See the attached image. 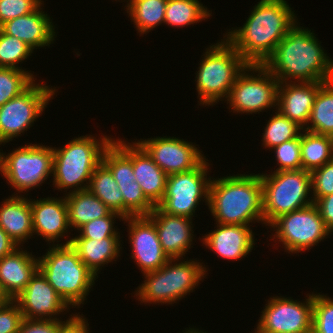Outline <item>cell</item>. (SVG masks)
I'll return each mask as SVG.
<instances>
[{
  "mask_svg": "<svg viewBox=\"0 0 333 333\" xmlns=\"http://www.w3.org/2000/svg\"><path fill=\"white\" fill-rule=\"evenodd\" d=\"M41 0H0V27L7 21L34 12Z\"/></svg>",
  "mask_w": 333,
  "mask_h": 333,
  "instance_id": "obj_42",
  "label": "cell"
},
{
  "mask_svg": "<svg viewBox=\"0 0 333 333\" xmlns=\"http://www.w3.org/2000/svg\"><path fill=\"white\" fill-rule=\"evenodd\" d=\"M68 208V224L78 230L85 223L106 217L111 210L88 189L68 192L65 196Z\"/></svg>",
  "mask_w": 333,
  "mask_h": 333,
  "instance_id": "obj_27",
  "label": "cell"
},
{
  "mask_svg": "<svg viewBox=\"0 0 333 333\" xmlns=\"http://www.w3.org/2000/svg\"><path fill=\"white\" fill-rule=\"evenodd\" d=\"M207 161L205 158L192 170L167 175L164 197L157 205L163 212L192 219L202 198L208 205L211 177L207 179Z\"/></svg>",
  "mask_w": 333,
  "mask_h": 333,
  "instance_id": "obj_11",
  "label": "cell"
},
{
  "mask_svg": "<svg viewBox=\"0 0 333 333\" xmlns=\"http://www.w3.org/2000/svg\"><path fill=\"white\" fill-rule=\"evenodd\" d=\"M113 140L104 150L102 163L111 171L117 183H131L136 177L133 174V144Z\"/></svg>",
  "mask_w": 333,
  "mask_h": 333,
  "instance_id": "obj_29",
  "label": "cell"
},
{
  "mask_svg": "<svg viewBox=\"0 0 333 333\" xmlns=\"http://www.w3.org/2000/svg\"><path fill=\"white\" fill-rule=\"evenodd\" d=\"M254 72L258 74L254 75ZM279 83L264 65L248 64L238 75L226 100L230 112L259 114L265 109L277 107Z\"/></svg>",
  "mask_w": 333,
  "mask_h": 333,
  "instance_id": "obj_10",
  "label": "cell"
},
{
  "mask_svg": "<svg viewBox=\"0 0 333 333\" xmlns=\"http://www.w3.org/2000/svg\"><path fill=\"white\" fill-rule=\"evenodd\" d=\"M22 320V312L14 300L0 304V333H18Z\"/></svg>",
  "mask_w": 333,
  "mask_h": 333,
  "instance_id": "obj_43",
  "label": "cell"
},
{
  "mask_svg": "<svg viewBox=\"0 0 333 333\" xmlns=\"http://www.w3.org/2000/svg\"><path fill=\"white\" fill-rule=\"evenodd\" d=\"M263 187L264 224L270 225L279 216L305 208L313 204L308 197L311 186L309 171H274L269 175L260 174Z\"/></svg>",
  "mask_w": 333,
  "mask_h": 333,
  "instance_id": "obj_8",
  "label": "cell"
},
{
  "mask_svg": "<svg viewBox=\"0 0 333 333\" xmlns=\"http://www.w3.org/2000/svg\"><path fill=\"white\" fill-rule=\"evenodd\" d=\"M116 218L124 220V217L120 214L111 211L106 217L85 223L78 229L80 234L71 239L102 240L104 238H120L119 232L113 225Z\"/></svg>",
  "mask_w": 333,
  "mask_h": 333,
  "instance_id": "obj_38",
  "label": "cell"
},
{
  "mask_svg": "<svg viewBox=\"0 0 333 333\" xmlns=\"http://www.w3.org/2000/svg\"><path fill=\"white\" fill-rule=\"evenodd\" d=\"M315 36L296 21L263 65L280 83L333 80V60Z\"/></svg>",
  "mask_w": 333,
  "mask_h": 333,
  "instance_id": "obj_2",
  "label": "cell"
},
{
  "mask_svg": "<svg viewBox=\"0 0 333 333\" xmlns=\"http://www.w3.org/2000/svg\"><path fill=\"white\" fill-rule=\"evenodd\" d=\"M306 297L303 303L291 297H270L255 332L312 333L313 292Z\"/></svg>",
  "mask_w": 333,
  "mask_h": 333,
  "instance_id": "obj_14",
  "label": "cell"
},
{
  "mask_svg": "<svg viewBox=\"0 0 333 333\" xmlns=\"http://www.w3.org/2000/svg\"><path fill=\"white\" fill-rule=\"evenodd\" d=\"M129 1V2H128ZM131 1H133V0H127L126 2H127V5L131 2Z\"/></svg>",
  "mask_w": 333,
  "mask_h": 333,
  "instance_id": "obj_50",
  "label": "cell"
},
{
  "mask_svg": "<svg viewBox=\"0 0 333 333\" xmlns=\"http://www.w3.org/2000/svg\"><path fill=\"white\" fill-rule=\"evenodd\" d=\"M304 130L333 137V80L318 90Z\"/></svg>",
  "mask_w": 333,
  "mask_h": 333,
  "instance_id": "obj_30",
  "label": "cell"
},
{
  "mask_svg": "<svg viewBox=\"0 0 333 333\" xmlns=\"http://www.w3.org/2000/svg\"><path fill=\"white\" fill-rule=\"evenodd\" d=\"M208 207L216 223L250 225L263 222V187L258 174H238L213 179Z\"/></svg>",
  "mask_w": 333,
  "mask_h": 333,
  "instance_id": "obj_3",
  "label": "cell"
},
{
  "mask_svg": "<svg viewBox=\"0 0 333 333\" xmlns=\"http://www.w3.org/2000/svg\"><path fill=\"white\" fill-rule=\"evenodd\" d=\"M185 331H186V332H183V333H207L206 331L203 332V331H201V330H199V329H196V328L194 329V327H193V329L189 327V330L186 329Z\"/></svg>",
  "mask_w": 333,
  "mask_h": 333,
  "instance_id": "obj_48",
  "label": "cell"
},
{
  "mask_svg": "<svg viewBox=\"0 0 333 333\" xmlns=\"http://www.w3.org/2000/svg\"><path fill=\"white\" fill-rule=\"evenodd\" d=\"M44 85L34 80L19 95L0 106V145L23 134L40 117L57 91Z\"/></svg>",
  "mask_w": 333,
  "mask_h": 333,
  "instance_id": "obj_12",
  "label": "cell"
},
{
  "mask_svg": "<svg viewBox=\"0 0 333 333\" xmlns=\"http://www.w3.org/2000/svg\"><path fill=\"white\" fill-rule=\"evenodd\" d=\"M270 226L275 231L271 239L274 241L275 238L282 242L285 250L293 254L310 250V247L312 248L332 234L314 203L279 216Z\"/></svg>",
  "mask_w": 333,
  "mask_h": 333,
  "instance_id": "obj_13",
  "label": "cell"
},
{
  "mask_svg": "<svg viewBox=\"0 0 333 333\" xmlns=\"http://www.w3.org/2000/svg\"><path fill=\"white\" fill-rule=\"evenodd\" d=\"M325 82L279 83L277 111L305 129L316 94Z\"/></svg>",
  "mask_w": 333,
  "mask_h": 333,
  "instance_id": "obj_21",
  "label": "cell"
},
{
  "mask_svg": "<svg viewBox=\"0 0 333 333\" xmlns=\"http://www.w3.org/2000/svg\"><path fill=\"white\" fill-rule=\"evenodd\" d=\"M133 174L145 197L157 206L164 197L167 174L136 141L133 142Z\"/></svg>",
  "mask_w": 333,
  "mask_h": 333,
  "instance_id": "obj_25",
  "label": "cell"
},
{
  "mask_svg": "<svg viewBox=\"0 0 333 333\" xmlns=\"http://www.w3.org/2000/svg\"><path fill=\"white\" fill-rule=\"evenodd\" d=\"M13 300L18 304L23 318L26 319L60 320L57 315L70 310V306L39 269L31 277L27 287Z\"/></svg>",
  "mask_w": 333,
  "mask_h": 333,
  "instance_id": "obj_17",
  "label": "cell"
},
{
  "mask_svg": "<svg viewBox=\"0 0 333 333\" xmlns=\"http://www.w3.org/2000/svg\"><path fill=\"white\" fill-rule=\"evenodd\" d=\"M31 71L0 67V106L24 91L33 81Z\"/></svg>",
  "mask_w": 333,
  "mask_h": 333,
  "instance_id": "obj_35",
  "label": "cell"
},
{
  "mask_svg": "<svg viewBox=\"0 0 333 333\" xmlns=\"http://www.w3.org/2000/svg\"><path fill=\"white\" fill-rule=\"evenodd\" d=\"M301 134L299 137L283 142L273 147L276 154V160L279 167L276 171L300 170L302 169L301 161Z\"/></svg>",
  "mask_w": 333,
  "mask_h": 333,
  "instance_id": "obj_40",
  "label": "cell"
},
{
  "mask_svg": "<svg viewBox=\"0 0 333 333\" xmlns=\"http://www.w3.org/2000/svg\"><path fill=\"white\" fill-rule=\"evenodd\" d=\"M212 16L210 10L198 0H168L164 24L174 27H185L201 22Z\"/></svg>",
  "mask_w": 333,
  "mask_h": 333,
  "instance_id": "obj_33",
  "label": "cell"
},
{
  "mask_svg": "<svg viewBox=\"0 0 333 333\" xmlns=\"http://www.w3.org/2000/svg\"><path fill=\"white\" fill-rule=\"evenodd\" d=\"M253 8L244 25L224 38L249 65H263L298 19L285 0H261Z\"/></svg>",
  "mask_w": 333,
  "mask_h": 333,
  "instance_id": "obj_1",
  "label": "cell"
},
{
  "mask_svg": "<svg viewBox=\"0 0 333 333\" xmlns=\"http://www.w3.org/2000/svg\"><path fill=\"white\" fill-rule=\"evenodd\" d=\"M199 65L195 80L198 103L213 106L228 98L231 87L248 63L223 37L221 42L206 48Z\"/></svg>",
  "mask_w": 333,
  "mask_h": 333,
  "instance_id": "obj_6",
  "label": "cell"
},
{
  "mask_svg": "<svg viewBox=\"0 0 333 333\" xmlns=\"http://www.w3.org/2000/svg\"><path fill=\"white\" fill-rule=\"evenodd\" d=\"M128 223L131 258L135 260L141 272L149 273L164 266L169 257L160 244L156 226L148 216H130L124 218Z\"/></svg>",
  "mask_w": 333,
  "mask_h": 333,
  "instance_id": "obj_16",
  "label": "cell"
},
{
  "mask_svg": "<svg viewBox=\"0 0 333 333\" xmlns=\"http://www.w3.org/2000/svg\"><path fill=\"white\" fill-rule=\"evenodd\" d=\"M76 314V315H75ZM70 315V319L66 320L58 330V333H89V324L85 320L86 318L78 315L77 312Z\"/></svg>",
  "mask_w": 333,
  "mask_h": 333,
  "instance_id": "obj_45",
  "label": "cell"
},
{
  "mask_svg": "<svg viewBox=\"0 0 333 333\" xmlns=\"http://www.w3.org/2000/svg\"><path fill=\"white\" fill-rule=\"evenodd\" d=\"M178 260L181 259H169L160 269L144 273L146 280L135 291L141 303L174 304L193 292L206 277L208 271L201 262L190 259L177 263Z\"/></svg>",
  "mask_w": 333,
  "mask_h": 333,
  "instance_id": "obj_7",
  "label": "cell"
},
{
  "mask_svg": "<svg viewBox=\"0 0 333 333\" xmlns=\"http://www.w3.org/2000/svg\"><path fill=\"white\" fill-rule=\"evenodd\" d=\"M64 197V198H63ZM59 198L48 197L39 200L30 199L32 211L33 234L41 235L45 241L60 242L70 229L68 224V208L65 196ZM36 233V234H35ZM66 233V234H65Z\"/></svg>",
  "mask_w": 333,
  "mask_h": 333,
  "instance_id": "obj_19",
  "label": "cell"
},
{
  "mask_svg": "<svg viewBox=\"0 0 333 333\" xmlns=\"http://www.w3.org/2000/svg\"><path fill=\"white\" fill-rule=\"evenodd\" d=\"M301 133L302 169L313 171L333 160V137L304 130Z\"/></svg>",
  "mask_w": 333,
  "mask_h": 333,
  "instance_id": "obj_28",
  "label": "cell"
},
{
  "mask_svg": "<svg viewBox=\"0 0 333 333\" xmlns=\"http://www.w3.org/2000/svg\"><path fill=\"white\" fill-rule=\"evenodd\" d=\"M123 196V217L148 216L155 206L145 197L137 181L117 183Z\"/></svg>",
  "mask_w": 333,
  "mask_h": 333,
  "instance_id": "obj_36",
  "label": "cell"
},
{
  "mask_svg": "<svg viewBox=\"0 0 333 333\" xmlns=\"http://www.w3.org/2000/svg\"><path fill=\"white\" fill-rule=\"evenodd\" d=\"M264 129L261 141L263 142L262 144L264 147L269 149H272L283 142L299 137L301 130H303V128L296 122L283 116L277 110L275 115L268 120Z\"/></svg>",
  "mask_w": 333,
  "mask_h": 333,
  "instance_id": "obj_34",
  "label": "cell"
},
{
  "mask_svg": "<svg viewBox=\"0 0 333 333\" xmlns=\"http://www.w3.org/2000/svg\"><path fill=\"white\" fill-rule=\"evenodd\" d=\"M83 135L72 139L63 148H54L53 185L71 192L87 190L95 168L102 162L104 150L114 140L104 135L100 139ZM86 181V183H84Z\"/></svg>",
  "mask_w": 333,
  "mask_h": 333,
  "instance_id": "obj_4",
  "label": "cell"
},
{
  "mask_svg": "<svg viewBox=\"0 0 333 333\" xmlns=\"http://www.w3.org/2000/svg\"><path fill=\"white\" fill-rule=\"evenodd\" d=\"M21 249V250H20ZM38 270V258L18 247L0 259V290L6 299L13 300L28 285Z\"/></svg>",
  "mask_w": 333,
  "mask_h": 333,
  "instance_id": "obj_22",
  "label": "cell"
},
{
  "mask_svg": "<svg viewBox=\"0 0 333 333\" xmlns=\"http://www.w3.org/2000/svg\"><path fill=\"white\" fill-rule=\"evenodd\" d=\"M42 5L30 14L5 22L0 28L6 34L22 40L32 49L50 46L56 38L55 26L50 16L41 10Z\"/></svg>",
  "mask_w": 333,
  "mask_h": 333,
  "instance_id": "obj_23",
  "label": "cell"
},
{
  "mask_svg": "<svg viewBox=\"0 0 333 333\" xmlns=\"http://www.w3.org/2000/svg\"><path fill=\"white\" fill-rule=\"evenodd\" d=\"M148 217L154 222L162 249L169 259L185 257L193 244L192 219L167 214L158 206Z\"/></svg>",
  "mask_w": 333,
  "mask_h": 333,
  "instance_id": "obj_18",
  "label": "cell"
},
{
  "mask_svg": "<svg viewBox=\"0 0 333 333\" xmlns=\"http://www.w3.org/2000/svg\"><path fill=\"white\" fill-rule=\"evenodd\" d=\"M6 300H7L6 297L2 294L0 290V304L4 303Z\"/></svg>",
  "mask_w": 333,
  "mask_h": 333,
  "instance_id": "obj_49",
  "label": "cell"
},
{
  "mask_svg": "<svg viewBox=\"0 0 333 333\" xmlns=\"http://www.w3.org/2000/svg\"><path fill=\"white\" fill-rule=\"evenodd\" d=\"M49 247L45 255L38 257V269L68 305L79 307L97 278L71 244Z\"/></svg>",
  "mask_w": 333,
  "mask_h": 333,
  "instance_id": "obj_5",
  "label": "cell"
},
{
  "mask_svg": "<svg viewBox=\"0 0 333 333\" xmlns=\"http://www.w3.org/2000/svg\"><path fill=\"white\" fill-rule=\"evenodd\" d=\"M217 228L202 238V244L219 257L241 260L252 252L255 240L249 225H228L216 223Z\"/></svg>",
  "mask_w": 333,
  "mask_h": 333,
  "instance_id": "obj_20",
  "label": "cell"
},
{
  "mask_svg": "<svg viewBox=\"0 0 333 333\" xmlns=\"http://www.w3.org/2000/svg\"><path fill=\"white\" fill-rule=\"evenodd\" d=\"M88 190L112 212L123 217V196L111 171L101 162L92 174Z\"/></svg>",
  "mask_w": 333,
  "mask_h": 333,
  "instance_id": "obj_31",
  "label": "cell"
},
{
  "mask_svg": "<svg viewBox=\"0 0 333 333\" xmlns=\"http://www.w3.org/2000/svg\"><path fill=\"white\" fill-rule=\"evenodd\" d=\"M168 0H133L127 6L131 22L138 33L146 34L164 23Z\"/></svg>",
  "mask_w": 333,
  "mask_h": 333,
  "instance_id": "obj_32",
  "label": "cell"
},
{
  "mask_svg": "<svg viewBox=\"0 0 333 333\" xmlns=\"http://www.w3.org/2000/svg\"><path fill=\"white\" fill-rule=\"evenodd\" d=\"M11 196L0 206V227L20 247L24 244L22 242L33 236L30 199L21 195Z\"/></svg>",
  "mask_w": 333,
  "mask_h": 333,
  "instance_id": "obj_24",
  "label": "cell"
},
{
  "mask_svg": "<svg viewBox=\"0 0 333 333\" xmlns=\"http://www.w3.org/2000/svg\"><path fill=\"white\" fill-rule=\"evenodd\" d=\"M64 322L61 320L23 318L18 333H58L59 327Z\"/></svg>",
  "mask_w": 333,
  "mask_h": 333,
  "instance_id": "obj_44",
  "label": "cell"
},
{
  "mask_svg": "<svg viewBox=\"0 0 333 333\" xmlns=\"http://www.w3.org/2000/svg\"><path fill=\"white\" fill-rule=\"evenodd\" d=\"M313 203L333 193V160L310 172Z\"/></svg>",
  "mask_w": 333,
  "mask_h": 333,
  "instance_id": "obj_41",
  "label": "cell"
},
{
  "mask_svg": "<svg viewBox=\"0 0 333 333\" xmlns=\"http://www.w3.org/2000/svg\"><path fill=\"white\" fill-rule=\"evenodd\" d=\"M314 204L319 209L321 218L324 220L326 227L333 232V193L319 198Z\"/></svg>",
  "mask_w": 333,
  "mask_h": 333,
  "instance_id": "obj_46",
  "label": "cell"
},
{
  "mask_svg": "<svg viewBox=\"0 0 333 333\" xmlns=\"http://www.w3.org/2000/svg\"><path fill=\"white\" fill-rule=\"evenodd\" d=\"M19 246L0 227V259L11 254Z\"/></svg>",
  "mask_w": 333,
  "mask_h": 333,
  "instance_id": "obj_47",
  "label": "cell"
},
{
  "mask_svg": "<svg viewBox=\"0 0 333 333\" xmlns=\"http://www.w3.org/2000/svg\"><path fill=\"white\" fill-rule=\"evenodd\" d=\"M140 140L137 143L167 175L192 170L206 158L184 139L165 136Z\"/></svg>",
  "mask_w": 333,
  "mask_h": 333,
  "instance_id": "obj_15",
  "label": "cell"
},
{
  "mask_svg": "<svg viewBox=\"0 0 333 333\" xmlns=\"http://www.w3.org/2000/svg\"><path fill=\"white\" fill-rule=\"evenodd\" d=\"M22 40L6 34L0 28V67L20 69L17 65L33 53Z\"/></svg>",
  "mask_w": 333,
  "mask_h": 333,
  "instance_id": "obj_37",
  "label": "cell"
},
{
  "mask_svg": "<svg viewBox=\"0 0 333 333\" xmlns=\"http://www.w3.org/2000/svg\"><path fill=\"white\" fill-rule=\"evenodd\" d=\"M120 242V238L70 239L63 245L71 244L80 260L97 276L105 264L108 265L109 262L116 261L115 259L121 256L119 255L122 249Z\"/></svg>",
  "mask_w": 333,
  "mask_h": 333,
  "instance_id": "obj_26",
  "label": "cell"
},
{
  "mask_svg": "<svg viewBox=\"0 0 333 333\" xmlns=\"http://www.w3.org/2000/svg\"><path fill=\"white\" fill-rule=\"evenodd\" d=\"M312 333H333V299L313 293Z\"/></svg>",
  "mask_w": 333,
  "mask_h": 333,
  "instance_id": "obj_39",
  "label": "cell"
},
{
  "mask_svg": "<svg viewBox=\"0 0 333 333\" xmlns=\"http://www.w3.org/2000/svg\"><path fill=\"white\" fill-rule=\"evenodd\" d=\"M53 158L52 147L31 143L7 155L0 152V172L18 192L14 195L27 193L44 183L49 174L53 176Z\"/></svg>",
  "mask_w": 333,
  "mask_h": 333,
  "instance_id": "obj_9",
  "label": "cell"
}]
</instances>
